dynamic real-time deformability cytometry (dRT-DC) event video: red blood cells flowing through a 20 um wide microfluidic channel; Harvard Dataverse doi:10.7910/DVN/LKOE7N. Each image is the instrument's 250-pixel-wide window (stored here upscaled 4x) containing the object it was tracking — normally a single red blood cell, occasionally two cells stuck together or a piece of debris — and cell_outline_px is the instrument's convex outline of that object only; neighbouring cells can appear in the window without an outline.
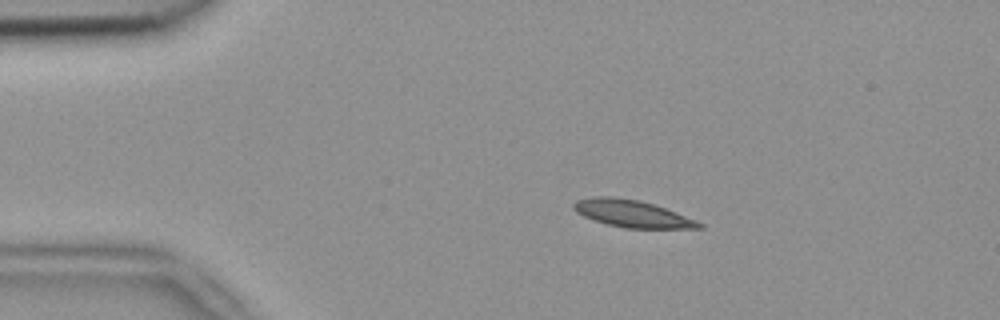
{"species": "common noctule bat (a hibernating species)", "species_latin": "Nyctalus noctula", "temperature_condition": "room temperature", "stored_images_in_passage": 7, "camera_frame_rate_fps": 3000, "um_per_image_px": 0.085, "animal": {"sex": "female", "body_mass_g": 18.4}, "frame": {"image": 1, "passage_image": 2, "time_ms": 0.333, "image_size_px": [1000, 320], "cell_outline_px": [[704, 228], [624, 228], [608, 224], [584, 216], [576, 212], [572, 208], [572, 204], [576, 200], [596, 196], [612, 196], [640, 200], [676, 212], [696, 220], [704, 224]], "centroid_in_image_um": [53.72, 18.15], "position_along_channel_um": 31.3, "area_um2": 19.71}}
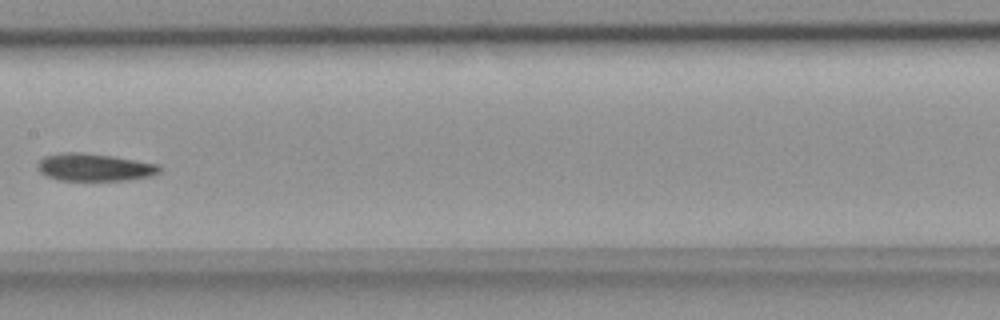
{"frame": {"image": 2, "passage_image": 6, "time_ms": 1.667, "image_size_px": [1000, 320], "cell_outline_px": [[160, 172], [152, 176], [128, 180], [60, 180], [48, 176], [40, 172], [36, 168], [36, 164], [44, 156], [64, 152], [80, 152], [112, 156], [160, 164]], "centroid_in_image_um": [8.03, 14.21], "position_along_channel_um": 199.4, "area_um2": 19.59}}
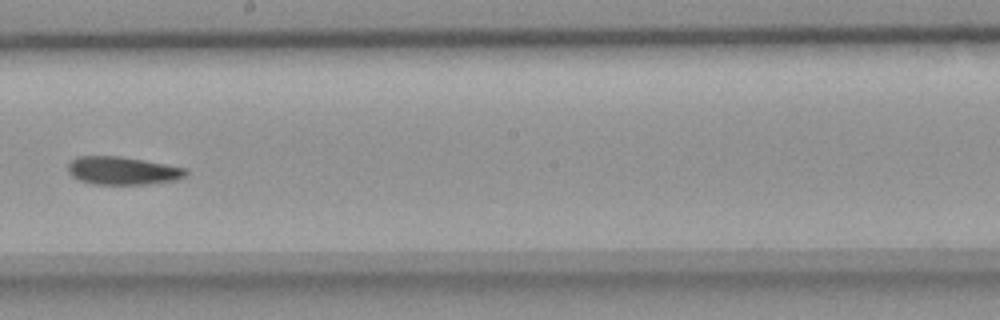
{"frame": {"image": 3, "passage_image": 7, "time_ms": 2.0, "image_size_px": [1000, 320], "cell_outline_px": [[188, 172], [184, 176], [176, 180], [148, 184], [92, 184], [80, 180], [72, 176], [68, 172], [68, 164], [76, 156], [120, 156], [144, 160], [188, 168]], "centroid_in_image_um": [10.42, 14.5], "position_along_channel_um": 237.8, "area_um2": 19.31}}